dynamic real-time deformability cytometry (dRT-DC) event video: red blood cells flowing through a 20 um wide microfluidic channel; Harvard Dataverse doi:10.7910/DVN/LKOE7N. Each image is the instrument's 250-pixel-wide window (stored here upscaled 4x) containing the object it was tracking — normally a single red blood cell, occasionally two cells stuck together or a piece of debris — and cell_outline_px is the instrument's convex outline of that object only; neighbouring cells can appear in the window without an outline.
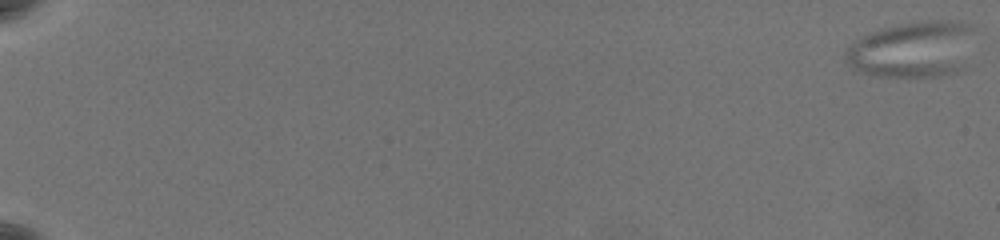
{"species": "common noctule bat (a hibernating species)", "species_latin": "Nyctalus noctula", "temperature_condition": "warm", "stored_images_in_passage": 64, "segment_of_instrument_passage": [1, 2], "camera_frame_rate_fps": 3000, "um_per_image_px": 0.085, "animal": {"sex": "female", "body_mass_g": 19.5, "forearm_length_mm": 54.1}, "frame": {"image": 1, "passage_image": 1, "time_ms": 0.0, "image_size_px": [1000, 240], "cell_outline_px": [[972, 28], [956, 72], [936, 76], [876, 76], [852, 68], [848, 60], [848, 48], [856, 40], [872, 32], [884, 28], [932, 20], [956, 20], [968, 24]], "centroid_in_image_um": [77.49, 4.19], "position_along_channel_um": 7.5, "area_um2": 40.0}}
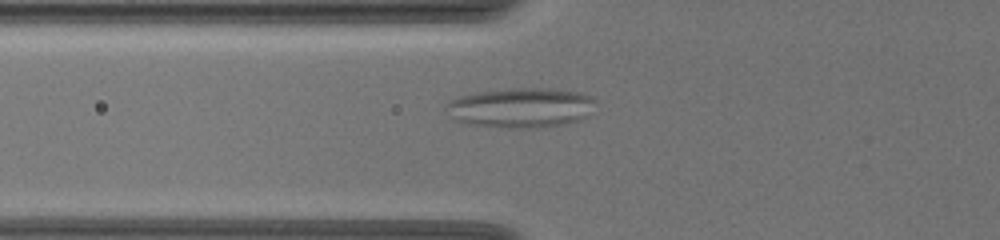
{"frame": {"image": 2, "passage_image": 28, "time_ms": 9.0, "image_size_px": [1000, 240], "cell_outline_px": [[596, 100], [592, 116], [580, 120], [564, 124], [528, 128], [504, 128], [468, 124], [456, 120], [452, 116], [448, 104], [452, 100], [460, 96], [476, 92], [516, 88], [548, 88], [580, 92], [592, 96]], "centroid_in_image_um": [44.39, 9.16], "position_along_channel_um": 81.4, "area_um2": 34.74}}